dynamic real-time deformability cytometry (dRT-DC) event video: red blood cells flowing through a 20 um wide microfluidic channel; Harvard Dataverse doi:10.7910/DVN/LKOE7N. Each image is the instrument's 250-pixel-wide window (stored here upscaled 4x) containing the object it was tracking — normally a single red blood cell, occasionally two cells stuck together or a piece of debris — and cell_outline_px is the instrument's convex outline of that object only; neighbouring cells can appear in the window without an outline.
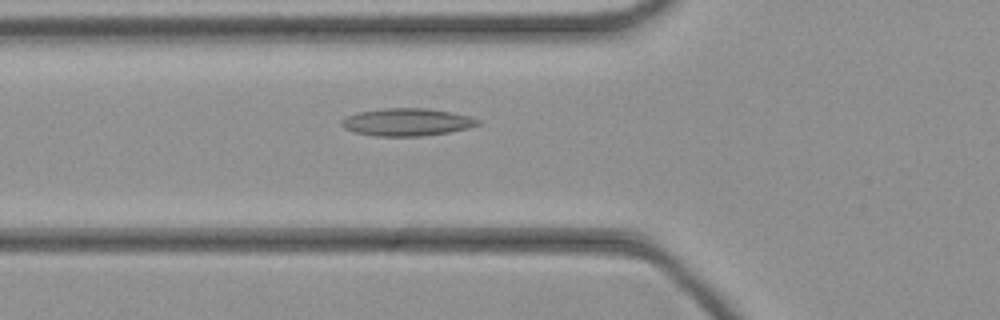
{"species": "common noctule bat (a hibernating species)", "species_latin": "Nyctalus noctula", "temperature_condition": "cold", "stored_images_in_passage": 30, "camera_frame_rate_fps": 3000, "um_per_image_px": 0.085, "animal": {"sex": "female", "body_mass_g": 21.9}, "frame": {"image": 1, "passage_image": 4, "time_ms": 1.0, "image_size_px": [1000, 320], "cell_outline_px": [[480, 124], [468, 128], [448, 132], [420, 136], [376, 136], [356, 132], [344, 128], [340, 124], [340, 120], [348, 116], [360, 112], [380, 108], [424, 108], [452, 112], [472, 116], [480, 120]], "centroid_in_image_um": [34.61, 10.37], "position_along_channel_um": 91.2, "area_um2": 21.85}}
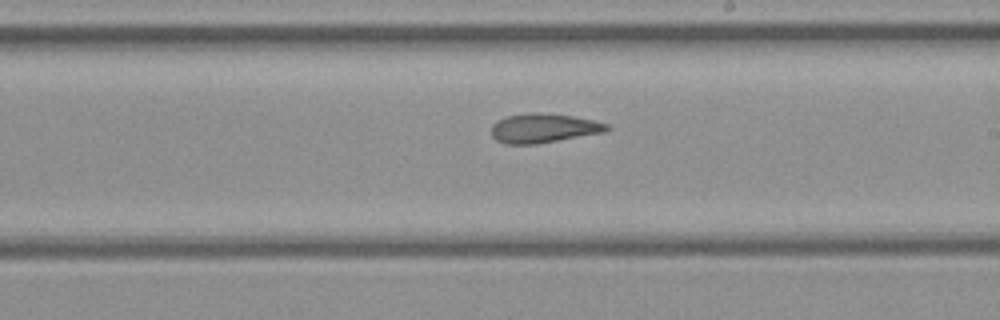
{"frame": {"image": 2, "passage_image": 14, "time_ms": 4.333, "image_size_px": [1000, 320], "cell_outline_px": [[612, 128], [608, 132], [536, 144], [504, 144], [496, 140], [492, 136], [492, 124], [496, 120], [508, 116], [532, 112], [536, 112], [572, 116], [592, 120], [608, 124]], "centroid_in_image_um": [46.22, 10.9], "position_along_channel_um": 242.8, "area_um2": 19.83}}
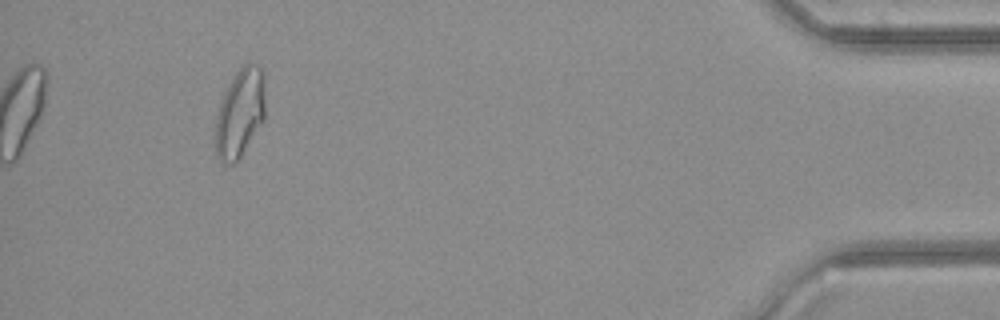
{"frame": {"image": 3, "passage_image": 30, "time_ms": 9.667, "image_size_px": [1000, 320], "cell_outline_px": [[264, 120], [240, 156], [232, 164], [220, 164], [216, 156], [216, 116], [224, 92], [236, 72], [248, 60], [256, 64], [260, 68], [264, 96]], "centroid_in_image_um": [20.37, 9.63], "position_along_channel_um": 414.8, "area_um2": 25.32}}